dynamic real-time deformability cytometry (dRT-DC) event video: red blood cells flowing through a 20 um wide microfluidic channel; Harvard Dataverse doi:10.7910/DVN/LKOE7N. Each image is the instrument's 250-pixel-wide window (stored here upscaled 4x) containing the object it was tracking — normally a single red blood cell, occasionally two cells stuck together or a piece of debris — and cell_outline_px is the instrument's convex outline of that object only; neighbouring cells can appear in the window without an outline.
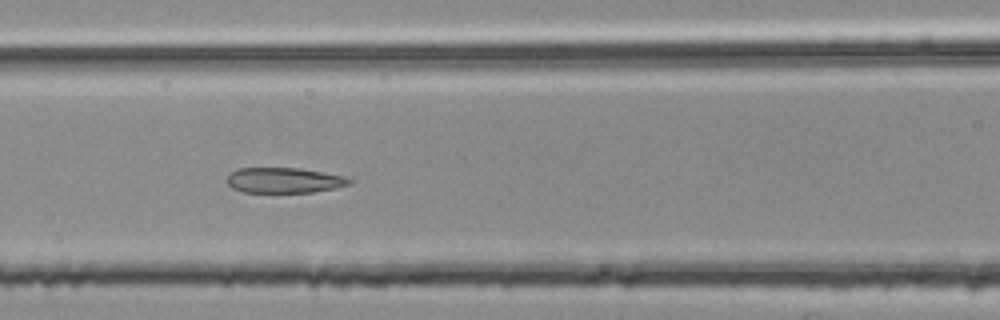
{"species": "common noctule bat (a hibernating species)", "species_latin": "Nyctalus noctula", "temperature_condition": "room temperature", "stored_images_in_passage": 52, "segment_of_instrument_passage": [2, 2], "camera_frame_rate_fps": 3000, "um_per_image_px": 0.085, "animal": {"sex": "female", "body_mass_g": 25.1}, "frame": {"image": 1, "passage_image": 23, "time_ms": 7.333, "image_size_px": [1000, 320], "cell_outline_px": [[352, 184], [336, 188], [312, 192], [244, 192], [232, 188], [228, 184], [228, 176], [236, 168], [300, 168], [344, 176], [352, 180]], "centroid_in_image_um": [24.17, 15.32], "position_along_channel_um": 142.4, "area_um2": 18.03}}
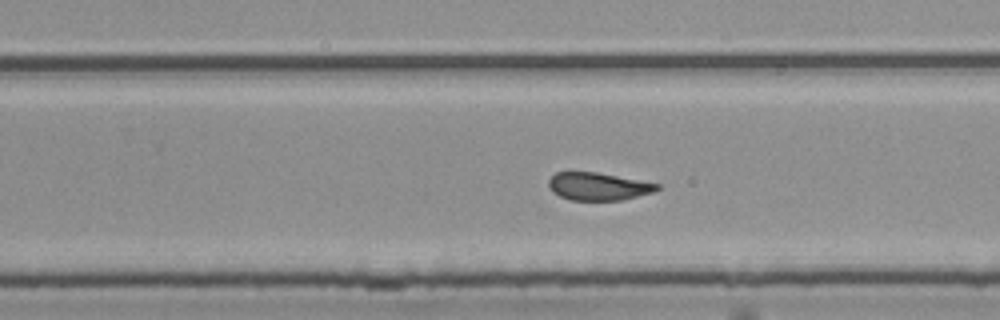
{"frame": {"image": 2, "passage_image": 34, "time_ms": 11.0, "image_size_px": [1000, 320], "cell_outline_px": [[660, 188], [652, 192], [620, 200], [572, 200], [560, 196], [552, 192], [548, 184], [548, 180], [556, 172], [596, 172], [660, 184]], "centroid_in_image_um": [50.82, 15.84], "position_along_channel_um": 279.0, "area_um2": 17.28}}
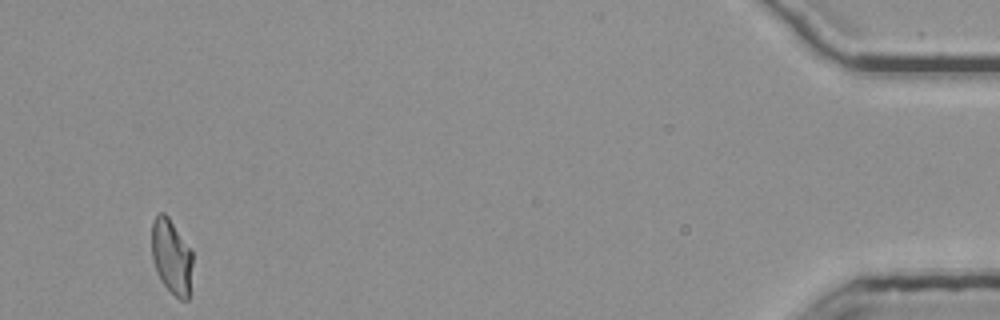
{"frame": {"image": 3, "passage_image": 52, "time_ms": 17.0, "image_size_px": [1000, 320], "cell_outline_px": [[192, 264], [188, 300], [180, 300], [160, 280], [156, 272], [152, 260], [152, 220], [160, 212], [164, 212], [168, 216], [192, 252]], "centroid_in_image_um": [14.56, 21.81], "position_along_channel_um": 420.6, "area_um2": 17.69}}